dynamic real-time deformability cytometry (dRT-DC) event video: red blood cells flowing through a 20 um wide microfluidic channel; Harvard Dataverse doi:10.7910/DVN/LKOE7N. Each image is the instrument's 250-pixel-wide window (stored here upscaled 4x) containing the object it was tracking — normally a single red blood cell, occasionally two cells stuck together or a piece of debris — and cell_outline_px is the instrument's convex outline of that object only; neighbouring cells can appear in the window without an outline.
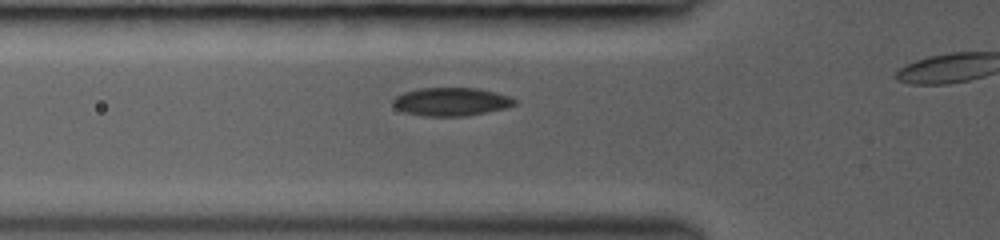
{"species": "common noctule bat (a hibernating species)", "species_latin": "Nyctalus noctula", "temperature_condition": "room temperature", "stored_images_in_passage": 26, "camera_frame_rate_fps": 3000, "um_per_image_px": 0.085, "animal": {"sex": "female", "body_mass_g": 19.0, "forearm_length_mm": 53.3}, "frame": {"image": 1, "passage_image": 2, "time_ms": 0.333, "image_size_px": [1000, 240], "cell_outline_px": [[516, 104], [504, 108], [488, 112], [468, 116], [424, 116], [404, 112], [396, 108], [392, 104], [392, 100], [396, 96], [404, 92], [420, 88], [480, 88], [496, 92], [508, 96], [516, 100]], "centroid_in_image_um": [38.34, 8.64], "position_along_channel_um": 87.5, "area_um2": 20.11}}
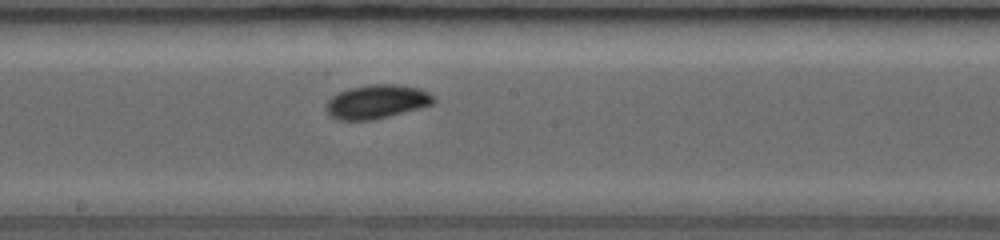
{"frame": {"image": 2, "passage_image": 11, "time_ms": 3.333, "image_size_px": [1000, 240], "cell_outline_px": [[436, 100], [432, 104], [420, 108], [372, 120], [336, 120], [328, 116], [324, 108], [324, 104], [332, 96], [340, 92], [352, 88], [368, 84], [396, 84], [420, 88], [428, 92]], "centroid_in_image_um": [31.97, 8.65], "position_along_channel_um": 216.2, "area_um2": 21.33}}
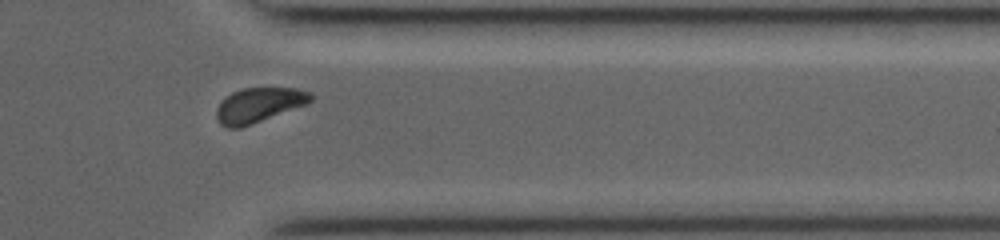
{"frame": {"image": 3, "passage_image": 23, "time_ms": 7.333, "image_size_px": [1000, 240], "cell_outline_px": [[312, 100], [308, 104], [252, 124], [240, 128], [228, 128], [220, 124], [216, 116], [216, 108], [220, 100], [232, 92], [240, 88], [296, 88], [312, 92]], "centroid_in_image_um": [21.99, 8.92], "position_along_channel_um": 389.4, "area_um2": 19.31}}